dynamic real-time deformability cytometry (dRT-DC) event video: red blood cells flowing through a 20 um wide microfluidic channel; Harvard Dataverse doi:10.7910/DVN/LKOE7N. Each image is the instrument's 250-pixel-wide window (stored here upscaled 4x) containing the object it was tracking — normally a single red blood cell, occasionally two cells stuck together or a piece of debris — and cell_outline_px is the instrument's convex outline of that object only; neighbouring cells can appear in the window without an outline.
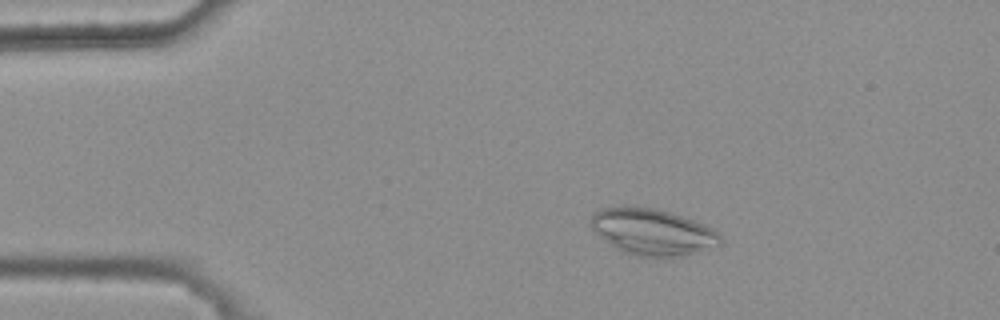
{"species": "common noctule bat (a hibernating species)", "species_latin": "Nyctalus noctula", "temperature_condition": "warm", "stored_images_in_passage": 9, "camera_frame_rate_fps": 3000, "um_per_image_px": 0.085, "animal": {"sex": "female", "body_mass_g": 25.1}, "frame": {"image": 1, "passage_image": 2, "time_ms": 0.333, "image_size_px": [1000, 320], "cell_outline_px": [[724, 244], [672, 260], [652, 260], [620, 252], [596, 232], [588, 224], [588, 220], [592, 212], [600, 208], [624, 204], [636, 204], [656, 208], [672, 212], [704, 224], [712, 228], [724, 240]], "centroid_in_image_um": [55.45, 19.72], "position_along_channel_um": 29.6, "area_um2": 36.99}}
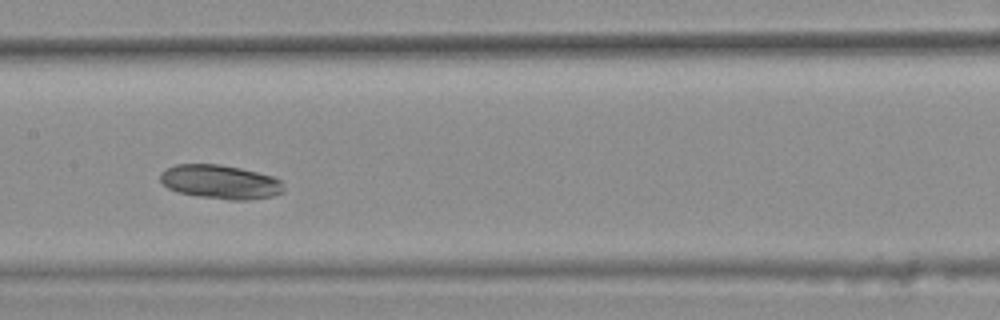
{"frame": {"image": 2, "passage_image": 7, "time_ms": 2.0, "image_size_px": [1000, 320], "cell_outline_px": [[284, 192], [272, 196], [248, 200], [228, 200], [196, 196], [176, 192], [168, 188], [160, 180], [160, 172], [176, 164], [220, 164], [240, 168], [272, 176], [280, 180], [284, 188]], "centroid_in_image_um": [18.71, 15.47], "position_along_channel_um": 188.7, "area_um2": 24.57}}
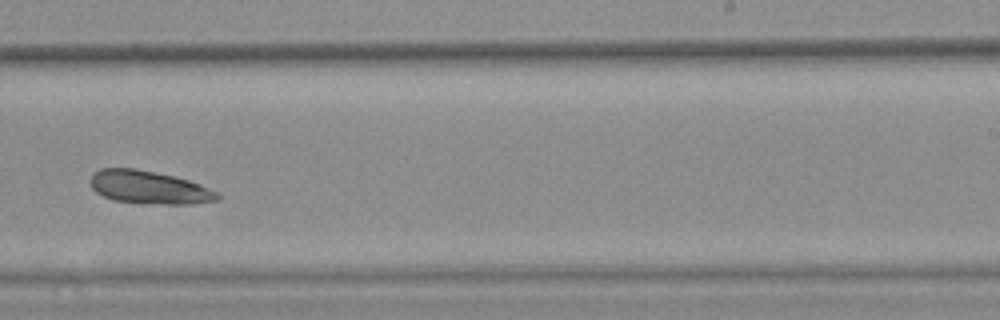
{"frame": {"image": 3, "passage_image": 9, "time_ms": 2.667, "image_size_px": [1000, 320], "cell_outline_px": [[220, 200], [188, 204], [144, 204], [116, 200], [104, 196], [96, 192], [92, 188], [88, 180], [92, 172], [100, 168], [136, 168], [172, 176], [188, 180], [200, 184], [216, 192], [220, 196]], "centroid_in_image_um": [12.62, 15.92], "position_along_channel_um": 276.4, "area_um2": 24.57}}